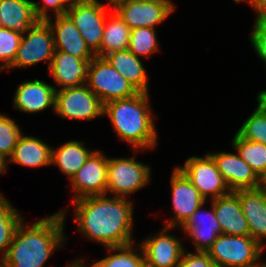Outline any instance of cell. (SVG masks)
<instances>
[{
	"instance_id": "obj_1",
	"label": "cell",
	"mask_w": 266,
	"mask_h": 267,
	"mask_svg": "<svg viewBox=\"0 0 266 267\" xmlns=\"http://www.w3.org/2000/svg\"><path fill=\"white\" fill-rule=\"evenodd\" d=\"M74 220L85 237L105 247L133 243V204L127 198L104 195L87 196L72 201Z\"/></svg>"
},
{
	"instance_id": "obj_2",
	"label": "cell",
	"mask_w": 266,
	"mask_h": 267,
	"mask_svg": "<svg viewBox=\"0 0 266 267\" xmlns=\"http://www.w3.org/2000/svg\"><path fill=\"white\" fill-rule=\"evenodd\" d=\"M66 211L39 219L26 227L18 224L0 267H43L52 253L63 247Z\"/></svg>"
},
{
	"instance_id": "obj_3",
	"label": "cell",
	"mask_w": 266,
	"mask_h": 267,
	"mask_svg": "<svg viewBox=\"0 0 266 267\" xmlns=\"http://www.w3.org/2000/svg\"><path fill=\"white\" fill-rule=\"evenodd\" d=\"M149 93L114 100L104 105L103 115L110 118L114 131L121 140L131 144L135 153L157 145V130L149 107Z\"/></svg>"
},
{
	"instance_id": "obj_4",
	"label": "cell",
	"mask_w": 266,
	"mask_h": 267,
	"mask_svg": "<svg viewBox=\"0 0 266 267\" xmlns=\"http://www.w3.org/2000/svg\"><path fill=\"white\" fill-rule=\"evenodd\" d=\"M263 249L251 236L220 234L206 252L216 267H254Z\"/></svg>"
},
{
	"instance_id": "obj_5",
	"label": "cell",
	"mask_w": 266,
	"mask_h": 267,
	"mask_svg": "<svg viewBox=\"0 0 266 267\" xmlns=\"http://www.w3.org/2000/svg\"><path fill=\"white\" fill-rule=\"evenodd\" d=\"M86 85L103 105L110 101L132 97L139 92L104 57L98 56L91 60Z\"/></svg>"
},
{
	"instance_id": "obj_6",
	"label": "cell",
	"mask_w": 266,
	"mask_h": 267,
	"mask_svg": "<svg viewBox=\"0 0 266 267\" xmlns=\"http://www.w3.org/2000/svg\"><path fill=\"white\" fill-rule=\"evenodd\" d=\"M135 158H108L106 195L127 198L149 184L150 166Z\"/></svg>"
},
{
	"instance_id": "obj_7",
	"label": "cell",
	"mask_w": 266,
	"mask_h": 267,
	"mask_svg": "<svg viewBox=\"0 0 266 267\" xmlns=\"http://www.w3.org/2000/svg\"><path fill=\"white\" fill-rule=\"evenodd\" d=\"M108 9L98 0H73L66 12L89 49L98 57Z\"/></svg>"
},
{
	"instance_id": "obj_8",
	"label": "cell",
	"mask_w": 266,
	"mask_h": 267,
	"mask_svg": "<svg viewBox=\"0 0 266 267\" xmlns=\"http://www.w3.org/2000/svg\"><path fill=\"white\" fill-rule=\"evenodd\" d=\"M26 33H28L27 36H24ZM54 51L51 27L45 20H38L23 33L17 55L13 63L6 70L24 68L41 61H49V70Z\"/></svg>"
},
{
	"instance_id": "obj_9",
	"label": "cell",
	"mask_w": 266,
	"mask_h": 267,
	"mask_svg": "<svg viewBox=\"0 0 266 267\" xmlns=\"http://www.w3.org/2000/svg\"><path fill=\"white\" fill-rule=\"evenodd\" d=\"M54 111L61 118L90 121L104 116V105L84 84L78 87L56 89Z\"/></svg>"
},
{
	"instance_id": "obj_10",
	"label": "cell",
	"mask_w": 266,
	"mask_h": 267,
	"mask_svg": "<svg viewBox=\"0 0 266 267\" xmlns=\"http://www.w3.org/2000/svg\"><path fill=\"white\" fill-rule=\"evenodd\" d=\"M113 8L131 30L156 29L175 10L171 0H124Z\"/></svg>"
},
{
	"instance_id": "obj_11",
	"label": "cell",
	"mask_w": 266,
	"mask_h": 267,
	"mask_svg": "<svg viewBox=\"0 0 266 267\" xmlns=\"http://www.w3.org/2000/svg\"><path fill=\"white\" fill-rule=\"evenodd\" d=\"M178 168L206 200L210 195L213 200L231 192L208 153L205 157L192 156L185 161L184 166Z\"/></svg>"
},
{
	"instance_id": "obj_12",
	"label": "cell",
	"mask_w": 266,
	"mask_h": 267,
	"mask_svg": "<svg viewBox=\"0 0 266 267\" xmlns=\"http://www.w3.org/2000/svg\"><path fill=\"white\" fill-rule=\"evenodd\" d=\"M170 181L174 218L167 221L166 226L171 228L175 226L181 227L207 200L199 193L198 189L178 166L175 167Z\"/></svg>"
},
{
	"instance_id": "obj_13",
	"label": "cell",
	"mask_w": 266,
	"mask_h": 267,
	"mask_svg": "<svg viewBox=\"0 0 266 267\" xmlns=\"http://www.w3.org/2000/svg\"><path fill=\"white\" fill-rule=\"evenodd\" d=\"M108 157L100 150L94 151L72 177L74 200L106 194Z\"/></svg>"
},
{
	"instance_id": "obj_14",
	"label": "cell",
	"mask_w": 266,
	"mask_h": 267,
	"mask_svg": "<svg viewBox=\"0 0 266 267\" xmlns=\"http://www.w3.org/2000/svg\"><path fill=\"white\" fill-rule=\"evenodd\" d=\"M157 235L143 239L140 244L146 260V267H178L185 251L180 240L169 235L171 227L165 226Z\"/></svg>"
},
{
	"instance_id": "obj_15",
	"label": "cell",
	"mask_w": 266,
	"mask_h": 267,
	"mask_svg": "<svg viewBox=\"0 0 266 267\" xmlns=\"http://www.w3.org/2000/svg\"><path fill=\"white\" fill-rule=\"evenodd\" d=\"M231 191L255 189L259 186V176L238 153H208Z\"/></svg>"
},
{
	"instance_id": "obj_16",
	"label": "cell",
	"mask_w": 266,
	"mask_h": 267,
	"mask_svg": "<svg viewBox=\"0 0 266 267\" xmlns=\"http://www.w3.org/2000/svg\"><path fill=\"white\" fill-rule=\"evenodd\" d=\"M45 21L53 34L54 48L80 59H93L96 55L89 49L84 38L67 15L54 16Z\"/></svg>"
},
{
	"instance_id": "obj_17",
	"label": "cell",
	"mask_w": 266,
	"mask_h": 267,
	"mask_svg": "<svg viewBox=\"0 0 266 267\" xmlns=\"http://www.w3.org/2000/svg\"><path fill=\"white\" fill-rule=\"evenodd\" d=\"M91 60L80 59L66 52L55 50L48 71L60 89L82 86L88 80Z\"/></svg>"
},
{
	"instance_id": "obj_18",
	"label": "cell",
	"mask_w": 266,
	"mask_h": 267,
	"mask_svg": "<svg viewBox=\"0 0 266 267\" xmlns=\"http://www.w3.org/2000/svg\"><path fill=\"white\" fill-rule=\"evenodd\" d=\"M56 89L38 79L25 81L16 88L14 108L26 113L41 112L51 106L55 109Z\"/></svg>"
},
{
	"instance_id": "obj_19",
	"label": "cell",
	"mask_w": 266,
	"mask_h": 267,
	"mask_svg": "<svg viewBox=\"0 0 266 267\" xmlns=\"http://www.w3.org/2000/svg\"><path fill=\"white\" fill-rule=\"evenodd\" d=\"M239 196L244 216L248 221L250 236L265 248L266 239V191L260 188L234 191Z\"/></svg>"
},
{
	"instance_id": "obj_20",
	"label": "cell",
	"mask_w": 266,
	"mask_h": 267,
	"mask_svg": "<svg viewBox=\"0 0 266 267\" xmlns=\"http://www.w3.org/2000/svg\"><path fill=\"white\" fill-rule=\"evenodd\" d=\"M211 204L212 209L208 212H201L202 206H200L181 226L193 241L196 251L206 252L221 234V226L216 219L213 200Z\"/></svg>"
},
{
	"instance_id": "obj_21",
	"label": "cell",
	"mask_w": 266,
	"mask_h": 267,
	"mask_svg": "<svg viewBox=\"0 0 266 267\" xmlns=\"http://www.w3.org/2000/svg\"><path fill=\"white\" fill-rule=\"evenodd\" d=\"M213 208L221 226V234L250 236L248 221L243 214L239 196L234 191L213 199Z\"/></svg>"
},
{
	"instance_id": "obj_22",
	"label": "cell",
	"mask_w": 266,
	"mask_h": 267,
	"mask_svg": "<svg viewBox=\"0 0 266 267\" xmlns=\"http://www.w3.org/2000/svg\"><path fill=\"white\" fill-rule=\"evenodd\" d=\"M52 147L37 137H19L9 163H16L26 167H41L51 165Z\"/></svg>"
},
{
	"instance_id": "obj_23",
	"label": "cell",
	"mask_w": 266,
	"mask_h": 267,
	"mask_svg": "<svg viewBox=\"0 0 266 267\" xmlns=\"http://www.w3.org/2000/svg\"><path fill=\"white\" fill-rule=\"evenodd\" d=\"M104 58L139 92L149 93L148 74L139 57L127 49L110 52Z\"/></svg>"
},
{
	"instance_id": "obj_24",
	"label": "cell",
	"mask_w": 266,
	"mask_h": 267,
	"mask_svg": "<svg viewBox=\"0 0 266 267\" xmlns=\"http://www.w3.org/2000/svg\"><path fill=\"white\" fill-rule=\"evenodd\" d=\"M38 19L30 0H0V27L24 33Z\"/></svg>"
},
{
	"instance_id": "obj_25",
	"label": "cell",
	"mask_w": 266,
	"mask_h": 267,
	"mask_svg": "<svg viewBox=\"0 0 266 267\" xmlns=\"http://www.w3.org/2000/svg\"><path fill=\"white\" fill-rule=\"evenodd\" d=\"M84 144L81 141L71 140L58 149L52 148L51 165H57L60 171L71 180L94 152L87 149Z\"/></svg>"
},
{
	"instance_id": "obj_26",
	"label": "cell",
	"mask_w": 266,
	"mask_h": 267,
	"mask_svg": "<svg viewBox=\"0 0 266 267\" xmlns=\"http://www.w3.org/2000/svg\"><path fill=\"white\" fill-rule=\"evenodd\" d=\"M103 39L100 47V57L113 51L127 50L130 42L131 29L113 9L107 16Z\"/></svg>"
},
{
	"instance_id": "obj_27",
	"label": "cell",
	"mask_w": 266,
	"mask_h": 267,
	"mask_svg": "<svg viewBox=\"0 0 266 267\" xmlns=\"http://www.w3.org/2000/svg\"><path fill=\"white\" fill-rule=\"evenodd\" d=\"M135 247L133 243L126 246L106 247L110 253L114 252L115 254L113 253L110 256L108 255L98 260L90 267H146V260L142 247L140 244H138V247ZM134 249L137 252H135ZM137 249H139V253ZM75 261H80L86 267L82 258L76 259Z\"/></svg>"
},
{
	"instance_id": "obj_28",
	"label": "cell",
	"mask_w": 266,
	"mask_h": 267,
	"mask_svg": "<svg viewBox=\"0 0 266 267\" xmlns=\"http://www.w3.org/2000/svg\"><path fill=\"white\" fill-rule=\"evenodd\" d=\"M232 144L240 157L260 176L266 169V145L235 134Z\"/></svg>"
},
{
	"instance_id": "obj_29",
	"label": "cell",
	"mask_w": 266,
	"mask_h": 267,
	"mask_svg": "<svg viewBox=\"0 0 266 267\" xmlns=\"http://www.w3.org/2000/svg\"><path fill=\"white\" fill-rule=\"evenodd\" d=\"M18 210L0 194V251L2 259L8 251L18 224L22 221Z\"/></svg>"
},
{
	"instance_id": "obj_30",
	"label": "cell",
	"mask_w": 266,
	"mask_h": 267,
	"mask_svg": "<svg viewBox=\"0 0 266 267\" xmlns=\"http://www.w3.org/2000/svg\"><path fill=\"white\" fill-rule=\"evenodd\" d=\"M236 133L246 140L266 145V111L259 103Z\"/></svg>"
},
{
	"instance_id": "obj_31",
	"label": "cell",
	"mask_w": 266,
	"mask_h": 267,
	"mask_svg": "<svg viewBox=\"0 0 266 267\" xmlns=\"http://www.w3.org/2000/svg\"><path fill=\"white\" fill-rule=\"evenodd\" d=\"M156 29L135 28L131 30L128 50L135 56H148L158 50Z\"/></svg>"
},
{
	"instance_id": "obj_32",
	"label": "cell",
	"mask_w": 266,
	"mask_h": 267,
	"mask_svg": "<svg viewBox=\"0 0 266 267\" xmlns=\"http://www.w3.org/2000/svg\"><path fill=\"white\" fill-rule=\"evenodd\" d=\"M23 33L0 27V71L6 70L14 61Z\"/></svg>"
},
{
	"instance_id": "obj_33",
	"label": "cell",
	"mask_w": 266,
	"mask_h": 267,
	"mask_svg": "<svg viewBox=\"0 0 266 267\" xmlns=\"http://www.w3.org/2000/svg\"><path fill=\"white\" fill-rule=\"evenodd\" d=\"M21 135L20 126L10 117L0 113V154L9 159Z\"/></svg>"
},
{
	"instance_id": "obj_34",
	"label": "cell",
	"mask_w": 266,
	"mask_h": 267,
	"mask_svg": "<svg viewBox=\"0 0 266 267\" xmlns=\"http://www.w3.org/2000/svg\"><path fill=\"white\" fill-rule=\"evenodd\" d=\"M44 3L33 2V10L38 20H46L50 18L48 9H53L54 16L66 15V12L73 0H41ZM68 4V5H66Z\"/></svg>"
},
{
	"instance_id": "obj_35",
	"label": "cell",
	"mask_w": 266,
	"mask_h": 267,
	"mask_svg": "<svg viewBox=\"0 0 266 267\" xmlns=\"http://www.w3.org/2000/svg\"><path fill=\"white\" fill-rule=\"evenodd\" d=\"M254 22L249 39L258 57L266 64V18H256Z\"/></svg>"
},
{
	"instance_id": "obj_36",
	"label": "cell",
	"mask_w": 266,
	"mask_h": 267,
	"mask_svg": "<svg viewBox=\"0 0 266 267\" xmlns=\"http://www.w3.org/2000/svg\"><path fill=\"white\" fill-rule=\"evenodd\" d=\"M183 252L178 267H216L207 252L196 251L195 253Z\"/></svg>"
},
{
	"instance_id": "obj_37",
	"label": "cell",
	"mask_w": 266,
	"mask_h": 267,
	"mask_svg": "<svg viewBox=\"0 0 266 267\" xmlns=\"http://www.w3.org/2000/svg\"><path fill=\"white\" fill-rule=\"evenodd\" d=\"M257 11L256 18H266V0H245Z\"/></svg>"
},
{
	"instance_id": "obj_38",
	"label": "cell",
	"mask_w": 266,
	"mask_h": 267,
	"mask_svg": "<svg viewBox=\"0 0 266 267\" xmlns=\"http://www.w3.org/2000/svg\"><path fill=\"white\" fill-rule=\"evenodd\" d=\"M257 102L264 108L266 111V90L260 91L257 95Z\"/></svg>"
},
{
	"instance_id": "obj_39",
	"label": "cell",
	"mask_w": 266,
	"mask_h": 267,
	"mask_svg": "<svg viewBox=\"0 0 266 267\" xmlns=\"http://www.w3.org/2000/svg\"><path fill=\"white\" fill-rule=\"evenodd\" d=\"M9 163V160L3 156L2 154H0V174H3L6 172L7 170V164Z\"/></svg>"
},
{
	"instance_id": "obj_40",
	"label": "cell",
	"mask_w": 266,
	"mask_h": 267,
	"mask_svg": "<svg viewBox=\"0 0 266 267\" xmlns=\"http://www.w3.org/2000/svg\"><path fill=\"white\" fill-rule=\"evenodd\" d=\"M258 188L266 191V169L265 171L259 176V186Z\"/></svg>"
},
{
	"instance_id": "obj_41",
	"label": "cell",
	"mask_w": 266,
	"mask_h": 267,
	"mask_svg": "<svg viewBox=\"0 0 266 267\" xmlns=\"http://www.w3.org/2000/svg\"><path fill=\"white\" fill-rule=\"evenodd\" d=\"M65 267H82V263L80 261H73V263H71Z\"/></svg>"
},
{
	"instance_id": "obj_42",
	"label": "cell",
	"mask_w": 266,
	"mask_h": 267,
	"mask_svg": "<svg viewBox=\"0 0 266 267\" xmlns=\"http://www.w3.org/2000/svg\"><path fill=\"white\" fill-rule=\"evenodd\" d=\"M108 1V5H111L112 6V9L113 7L118 3V2H121V1H124V0H107Z\"/></svg>"
},
{
	"instance_id": "obj_43",
	"label": "cell",
	"mask_w": 266,
	"mask_h": 267,
	"mask_svg": "<svg viewBox=\"0 0 266 267\" xmlns=\"http://www.w3.org/2000/svg\"><path fill=\"white\" fill-rule=\"evenodd\" d=\"M254 267H266V263H259L258 265L254 266Z\"/></svg>"
},
{
	"instance_id": "obj_44",
	"label": "cell",
	"mask_w": 266,
	"mask_h": 267,
	"mask_svg": "<svg viewBox=\"0 0 266 267\" xmlns=\"http://www.w3.org/2000/svg\"><path fill=\"white\" fill-rule=\"evenodd\" d=\"M235 3H238L239 1H241V0H233Z\"/></svg>"
}]
</instances>
